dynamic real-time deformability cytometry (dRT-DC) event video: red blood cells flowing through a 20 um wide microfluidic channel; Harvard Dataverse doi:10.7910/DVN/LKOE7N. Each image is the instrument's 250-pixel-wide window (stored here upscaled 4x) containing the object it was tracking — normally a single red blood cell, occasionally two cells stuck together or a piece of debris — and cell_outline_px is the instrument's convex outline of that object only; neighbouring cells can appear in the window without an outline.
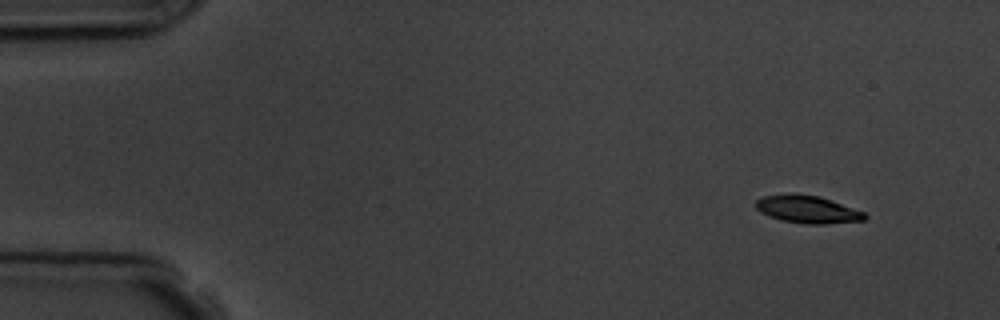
{"species": "common noctule bat (a hibernating species)", "species_latin": "Nyctalus noctula", "temperature_condition": "room temperature", "stored_images_in_passage": 6, "segment_of_instrument_passage": [2, 2], "camera_frame_rate_fps": 3000, "um_per_image_px": 0.085, "animal": {"sex": "male", "body_mass_g": 19.5, "forearm_length_mm": 54.6}, "frame": {"image": 1, "passage_image": 6, "time_ms": 6.333, "image_size_px": [1000, 320], "cell_outline_px": [[868, 216], [864, 220], [824, 224], [804, 224], [780, 220], [768, 216], [760, 212], [756, 208], [756, 200], [764, 196], [788, 192], [792, 192], [820, 196], [864, 212]], "centroid_in_image_um": [68.6, 17.78], "position_along_channel_um": 16.4, "area_um2": 17.74}}